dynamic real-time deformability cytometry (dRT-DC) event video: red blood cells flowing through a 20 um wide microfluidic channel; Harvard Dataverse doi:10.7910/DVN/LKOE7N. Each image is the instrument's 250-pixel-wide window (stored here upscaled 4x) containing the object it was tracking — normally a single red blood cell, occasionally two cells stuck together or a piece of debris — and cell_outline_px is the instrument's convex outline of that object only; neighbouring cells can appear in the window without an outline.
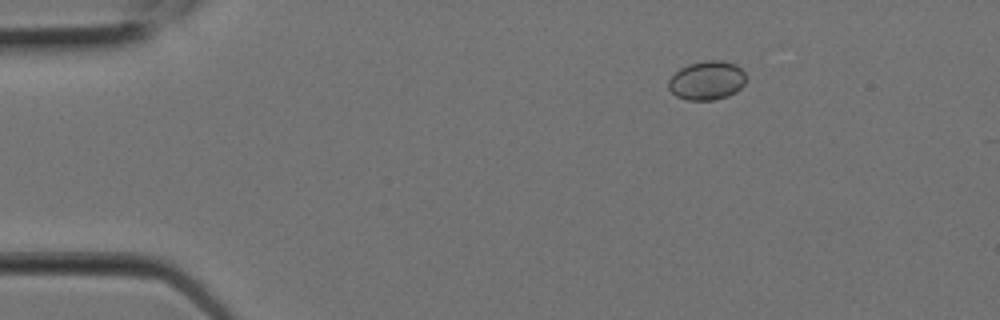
{"species": "Egyptian fruit bat (a non-hibernating species)", "species_latin": "Rousettus aegyptiacus", "temperature_condition": "room temperature", "stored_images_in_passage": 5, "camera_frame_rate_fps": 3000, "um_per_image_px": 0.085, "animal": {"sex": "female"}, "frame": {"image": 1, "passage_image": 2, "time_ms": 0.333, "image_size_px": [1000, 320], "cell_outline_px": [[744, 84], [736, 92], [728, 96], [712, 100], [688, 100], [676, 96], [668, 88], [668, 80], [680, 68], [688, 64], [704, 60], [720, 60], [736, 64], [744, 72]], "centroid_in_image_um": [60.07, 6.83], "position_along_channel_um": 24.9, "area_um2": 17.57}}
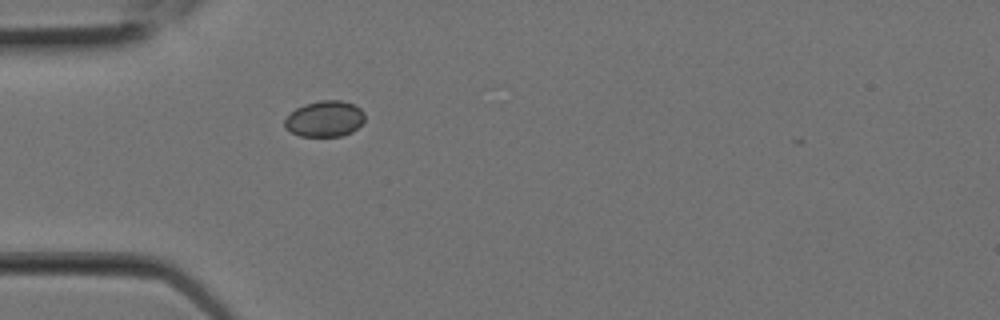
{"frame": {"image": 2, "passage_image": 5, "time_ms": 1.333, "image_size_px": [1000, 320], "cell_outline_px": [[364, 120], [352, 132], [340, 136], [300, 136], [284, 128], [284, 120], [296, 108], [304, 104], [320, 100], [340, 100], [352, 104], [360, 108], [364, 112]], "centroid_in_image_um": [27.59, 10.1], "position_along_channel_um": 57.4, "area_um2": 16.7}}